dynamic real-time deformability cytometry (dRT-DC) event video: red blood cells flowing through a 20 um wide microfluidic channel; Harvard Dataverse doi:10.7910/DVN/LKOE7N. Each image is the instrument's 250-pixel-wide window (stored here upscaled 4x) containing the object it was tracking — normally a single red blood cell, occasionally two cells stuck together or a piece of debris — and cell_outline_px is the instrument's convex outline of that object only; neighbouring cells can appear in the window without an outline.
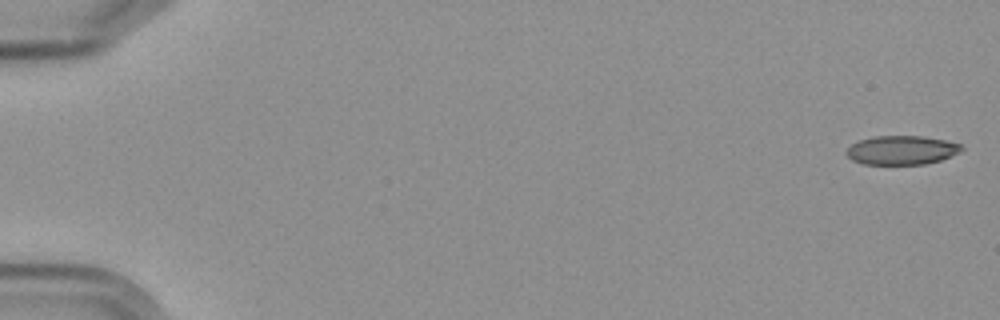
{"species": "Egyptian fruit bat (a non-hibernating species)", "species_latin": "Rousettus aegyptiacus", "temperature_condition": "cold", "stored_images_in_passage": 5, "camera_frame_rate_fps": 3000, "um_per_image_px": 0.085, "frame": {"image": 1, "passage_image": 1, "time_ms": 0.0, "image_size_px": [1000, 320], "cell_outline_px": [[964, 148], [960, 152], [940, 160], [924, 164], [864, 164], [852, 160], [844, 152], [852, 144], [860, 140], [872, 136], [924, 136], [944, 140], [960, 144]], "centroid_in_image_um": [76.63, 12.76], "position_along_channel_um": 8.4, "area_um2": 19.36}}
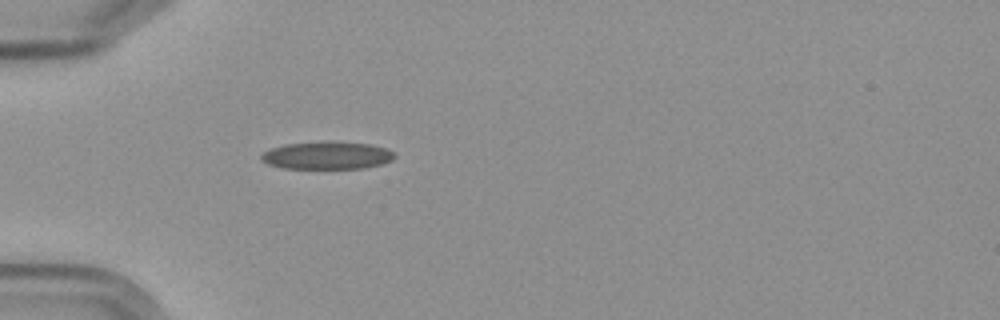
{"frame": {"image": 2, "passage_image": 5, "time_ms": 5.667, "image_size_px": [1000, 320], "cell_outline_px": [[396, 156], [392, 160], [380, 164], [364, 168], [284, 168], [268, 164], [260, 160], [260, 156], [264, 152], [272, 148], [288, 144], [324, 140], [332, 140], [372, 144], [388, 148], [396, 152]], "centroid_in_image_um": [27.85, 13.18], "position_along_channel_um": 57.1, "area_um2": 21.85}}